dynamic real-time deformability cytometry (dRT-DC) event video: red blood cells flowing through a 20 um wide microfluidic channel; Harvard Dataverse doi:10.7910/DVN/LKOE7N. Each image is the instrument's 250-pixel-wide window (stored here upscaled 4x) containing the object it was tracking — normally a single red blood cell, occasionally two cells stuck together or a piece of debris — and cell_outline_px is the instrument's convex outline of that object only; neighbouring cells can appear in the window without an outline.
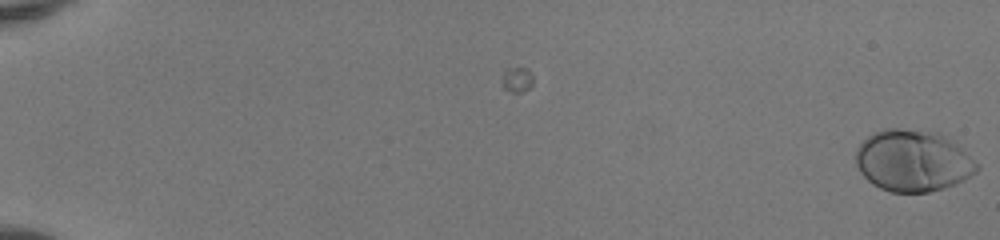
{"species": "human", "species_latin": "Homo sapiens", "temperature_condition": "room temperature", "stored_images_in_passage": 2, "camera_frame_rate_fps": 3000, "um_per_image_px": 0.085, "donor": {"sex": "female"}, "frame": {"image": 1, "passage_image": 2, "time_ms": 0.333, "image_size_px": [1000, 240], "cell_outline_px": [[980, 168], [976, 172], [964, 180], [944, 188], [928, 192], [892, 192], [880, 188], [872, 184], [860, 172], [856, 164], [856, 148], [872, 132], [884, 128], [896, 128], [940, 132], [952, 140], [980, 164]], "centroid_in_image_um": [77.61, 13.65], "position_along_channel_um": 7.4, "area_um2": 43.75}}